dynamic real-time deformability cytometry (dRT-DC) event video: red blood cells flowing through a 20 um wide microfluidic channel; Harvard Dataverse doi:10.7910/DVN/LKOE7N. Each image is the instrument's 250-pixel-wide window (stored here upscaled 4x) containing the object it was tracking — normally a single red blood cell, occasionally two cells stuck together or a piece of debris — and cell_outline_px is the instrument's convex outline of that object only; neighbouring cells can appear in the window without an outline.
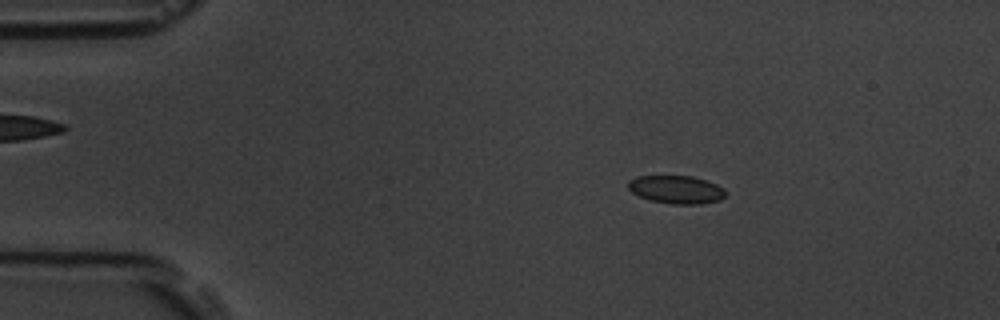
{"species": "common noctule bat (a hibernating species)", "species_latin": "Nyctalus noctula", "temperature_condition": "room temperature", "stored_images_in_passage": 51, "camera_frame_rate_fps": 3000, "um_per_image_px": 0.085, "animal": {"sex": "male", "body_mass_g": 19.5, "forearm_length_mm": 54.6}, "frame": {"image": 1, "passage_image": 6, "time_ms": 1.667, "image_size_px": [1000, 320], "cell_outline_px": [[724, 196], [720, 200], [700, 204], [672, 204], [648, 200], [632, 192], [628, 188], [628, 180], [636, 176], [692, 176], [716, 184], [724, 188]], "centroid_in_image_um": [57.45, 16.11], "position_along_channel_um": 27.5, "area_um2": 15.9}}
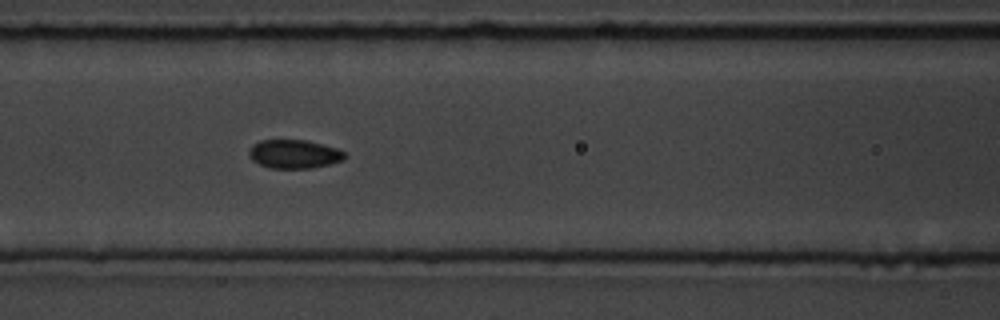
{"frame": {"image": 2, "passage_image": 20, "time_ms": 6.333, "image_size_px": [1000, 320], "cell_outline_px": [[348, 156], [344, 160], [332, 164], [312, 168], [268, 168], [252, 160], [248, 156], [248, 152], [252, 144], [260, 140], [308, 140], [336, 148], [344, 152]], "centroid_in_image_um": [25.01, 13.1], "position_along_channel_um": 141.6, "area_um2": 16.24}}
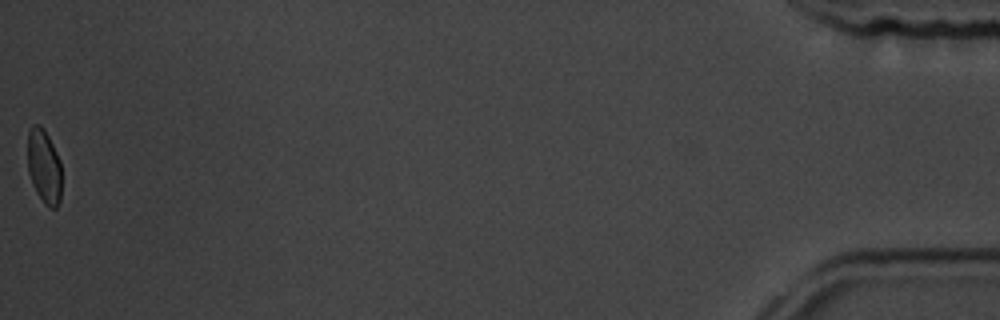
{"frame": {"image": 3, "passage_image": 51, "time_ms": 16.667, "image_size_px": [1000, 320], "cell_outline_px": [[60, 200], [56, 208], [48, 208], [44, 204], [36, 192], [32, 184], [28, 172], [28, 132], [32, 124], [40, 124], [44, 128], [60, 160]], "centroid_in_image_um": [3.73, 14.15], "position_along_channel_um": 431.5, "area_um2": 14.74}, "authors_computed_cell_mechanics": {"area_um2": 16.0106, "velocity_mm_per_s": 3.7765, "shape_relaxation_time_tau1_ms": 5.4785, "shape_relaxation_time_tau2_ms": 2.5184, "deformation_change_tau1": 0.0847, "deformation_change_tau2": 0.0488}}